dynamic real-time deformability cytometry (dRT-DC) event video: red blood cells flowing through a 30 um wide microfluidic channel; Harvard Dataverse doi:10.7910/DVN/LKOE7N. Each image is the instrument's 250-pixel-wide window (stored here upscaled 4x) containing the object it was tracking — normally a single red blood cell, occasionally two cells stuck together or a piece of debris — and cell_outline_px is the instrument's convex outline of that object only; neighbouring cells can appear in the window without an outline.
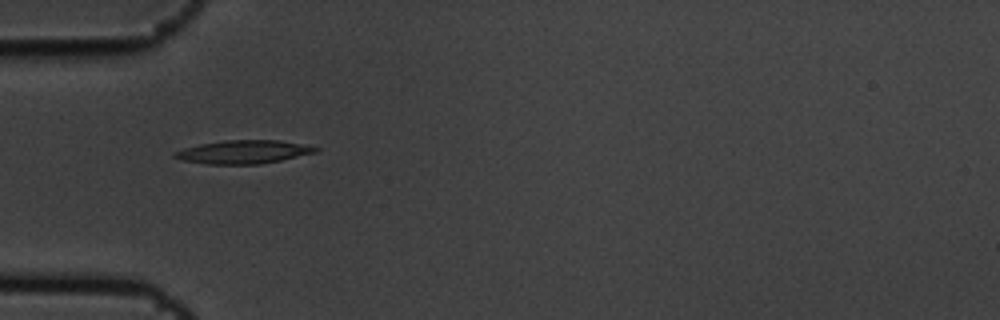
{"species": "common noctule bat (a hibernating species)", "species_latin": "Nyctalus noctula", "temperature_condition": "cold", "stored_images_in_passage": 10, "camera_frame_rate_fps": 3000, "um_per_image_px": 0.085, "animal": {"sex": "male", "body_mass_g": 19.5, "forearm_length_mm": 54.6}, "frame": {"image": 1, "passage_image": 4, "time_ms": 1.0, "image_size_px": [1000, 320], "cell_outline_px": [[320, 148], [316, 152], [280, 160], [260, 164], [208, 164], [184, 160], [172, 156], [172, 152], [184, 148], [200, 144], [224, 140], [280, 140]], "centroid_in_image_um": [20.66, 12.91], "position_along_channel_um": 64.3, "area_um2": 18.96}}
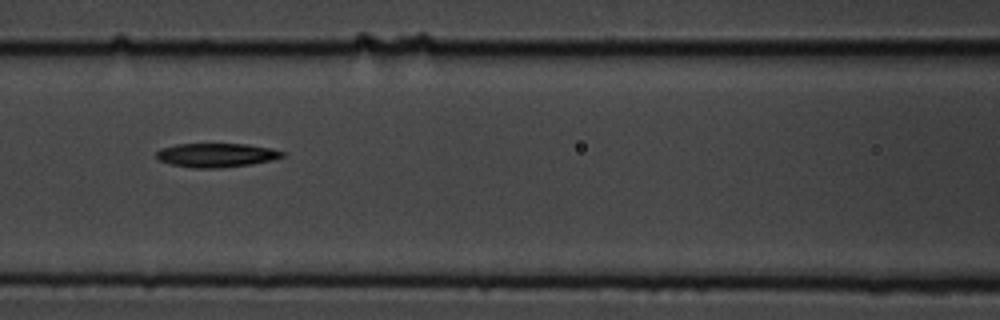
{"frame": {"image": 2, "passage_image": 6, "time_ms": 1.667, "image_size_px": [1000, 320], "cell_outline_px": [[284, 156], [272, 160], [252, 164], [220, 168], [192, 168], [172, 164], [160, 160], [156, 156], [156, 152], [160, 148], [176, 144], [248, 144], [272, 148], [284, 152]], "centroid_in_image_um": [18.4, 13.18], "position_along_channel_um": 148.2, "area_um2": 17.63}}
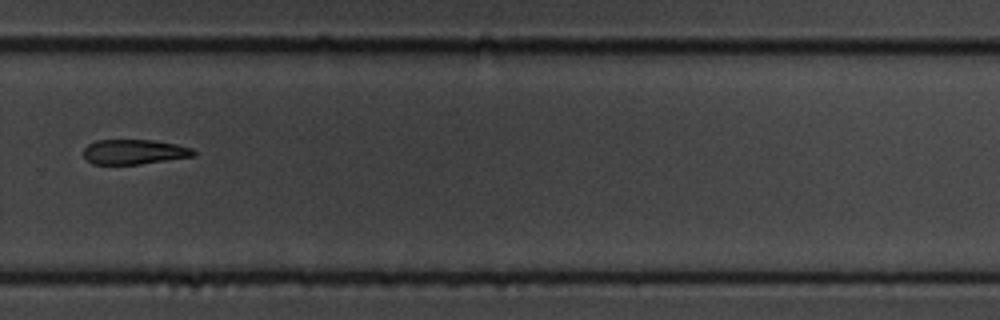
{"frame": {"image": 3, "passage_image": 10, "time_ms": 3.0, "image_size_px": [1000, 320], "cell_outline_px": [[196, 156], [140, 164], [92, 164], [84, 160], [84, 148], [88, 144], [96, 140], [152, 140], [176, 144], [192, 148], [196, 152]], "centroid_in_image_um": [11.39, 12.91], "position_along_channel_um": 318.4, "area_um2": 16.07}}